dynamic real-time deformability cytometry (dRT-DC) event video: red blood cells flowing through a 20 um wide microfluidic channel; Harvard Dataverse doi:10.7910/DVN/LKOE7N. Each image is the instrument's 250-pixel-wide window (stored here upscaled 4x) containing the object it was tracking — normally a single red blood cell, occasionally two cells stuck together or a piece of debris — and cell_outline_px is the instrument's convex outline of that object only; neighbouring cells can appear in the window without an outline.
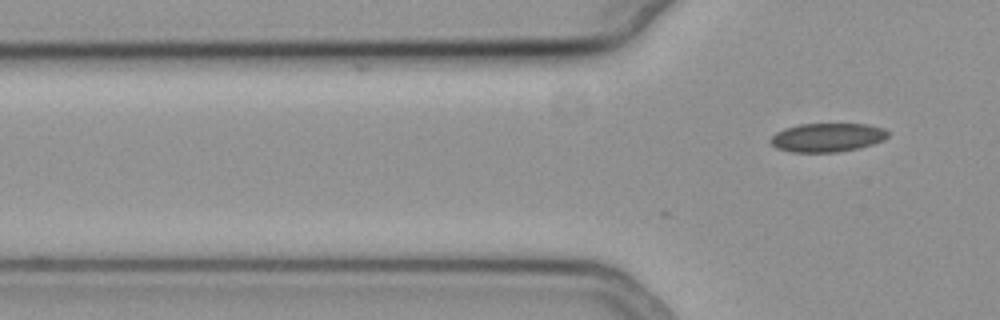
{"species": "common noctule bat (a hibernating species)", "species_latin": "Nyctalus noctula", "temperature_condition": "cold", "stored_images_in_passage": 3, "camera_frame_rate_fps": 3000, "um_per_image_px": 0.085, "animal": {"sex": "female", "body_mass_g": 19.3, "forearm_length_mm": 54.1}, "frame": {"image": 1, "passage_image": 3, "time_ms": 0.667, "image_size_px": [1000, 320], "cell_outline_px": [[888, 136], [884, 140], [872, 144], [856, 148], [836, 152], [792, 152], [776, 148], [768, 140], [776, 132], [784, 128], [800, 124], [868, 124], [884, 128], [888, 132]], "centroid_in_image_um": [70.3, 11.68], "position_along_channel_um": 55.5, "area_um2": 19.65}}